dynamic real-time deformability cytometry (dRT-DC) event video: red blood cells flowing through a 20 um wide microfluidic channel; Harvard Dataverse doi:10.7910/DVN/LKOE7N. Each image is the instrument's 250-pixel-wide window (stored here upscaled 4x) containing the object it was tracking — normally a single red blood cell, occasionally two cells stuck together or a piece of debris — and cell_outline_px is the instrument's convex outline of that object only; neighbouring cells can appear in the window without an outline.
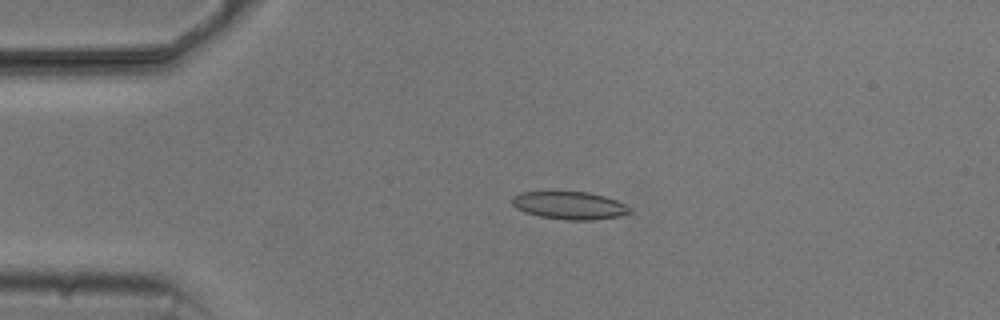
{"species": "common noctule bat (a hibernating species)", "species_latin": "Nyctalus noctula", "temperature_condition": "cold", "stored_images_in_passage": 5, "camera_frame_rate_fps": 3000, "um_per_image_px": 0.085, "animal": {"sex": "male", "body_mass_g": 20.5, "forearm_length_mm": 52.5}, "frame": {"image": 1, "passage_image": 4, "time_ms": 3.667, "image_size_px": [1000, 320], "cell_outline_px": [[632, 212], [620, 216], [592, 220], [564, 220], [540, 216], [524, 212], [516, 208], [512, 204], [512, 196], [520, 192], [588, 192], [604, 196], [616, 200], [632, 208]], "centroid_in_image_um": [48.41, 17.47], "position_along_channel_um": 36.6, "area_um2": 19.07}}